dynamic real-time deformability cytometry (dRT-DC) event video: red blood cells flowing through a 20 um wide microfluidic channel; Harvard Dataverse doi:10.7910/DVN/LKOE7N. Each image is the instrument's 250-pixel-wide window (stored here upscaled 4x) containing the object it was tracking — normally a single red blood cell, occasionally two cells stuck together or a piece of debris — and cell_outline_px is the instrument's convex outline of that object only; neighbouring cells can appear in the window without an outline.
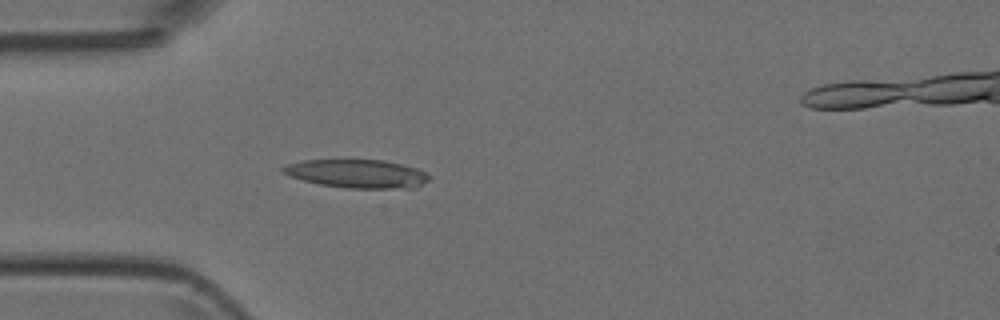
{"species": "Egyptian fruit bat (a non-hibernating species)", "species_latin": "Rousettus aegyptiacus", "temperature_condition": "room temperature", "stored_images_in_passage": 4, "camera_frame_rate_fps": 3000, "um_per_image_px": 0.085, "animal": {"sex": "female"}, "frame": {"image": 1, "passage_image": 4, "time_ms": 4.333, "image_size_px": [1000, 320], "cell_outline_px": [[428, 180], [416, 188], [348, 188], [320, 184], [304, 180], [280, 172], [280, 168], [284, 164], [300, 160], [344, 156], [384, 160], [416, 168], [424, 172], [428, 176]], "centroid_in_image_um": [30.24, 14.7], "position_along_channel_um": 54.8, "area_um2": 25.32}}